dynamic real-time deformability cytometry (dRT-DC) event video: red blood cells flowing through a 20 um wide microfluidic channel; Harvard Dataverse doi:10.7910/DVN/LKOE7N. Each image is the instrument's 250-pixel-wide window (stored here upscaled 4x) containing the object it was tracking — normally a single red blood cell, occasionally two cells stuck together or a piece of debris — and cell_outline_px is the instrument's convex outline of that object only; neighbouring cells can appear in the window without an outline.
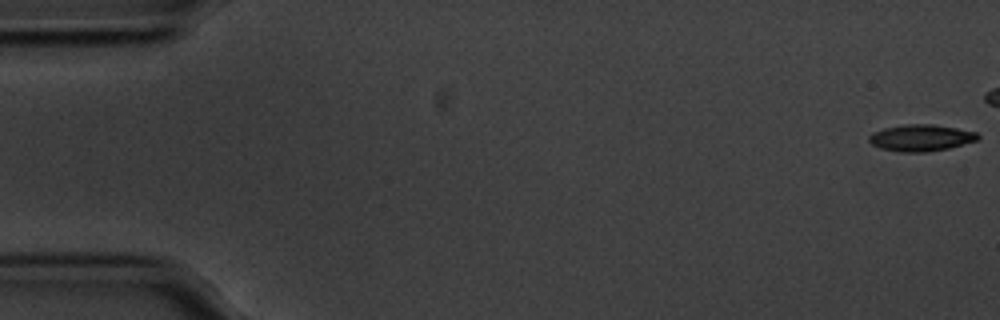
{"species": "common noctule bat (a hibernating species)", "species_latin": "Nyctalus noctula", "temperature_condition": "cold", "stored_images_in_passage": 46, "camera_frame_rate_fps": 3000, "um_per_image_px": 0.085, "animal": {"sex": "male", "body_mass_g": 20.1, "forearm_length_mm": 53.5}, "frame": {"image": 1, "passage_image": 1, "time_ms": 0.0, "image_size_px": [1000, 320], "cell_outline_px": [[980, 136], [976, 140], [948, 148], [916, 152], [908, 152], [884, 148], [872, 144], [868, 140], [876, 132], [888, 128], [912, 124], [928, 124], [956, 128], [976, 132]], "centroid_in_image_um": [78.35, 11.71], "position_along_channel_um": 6.7, "area_um2": 15.9}}
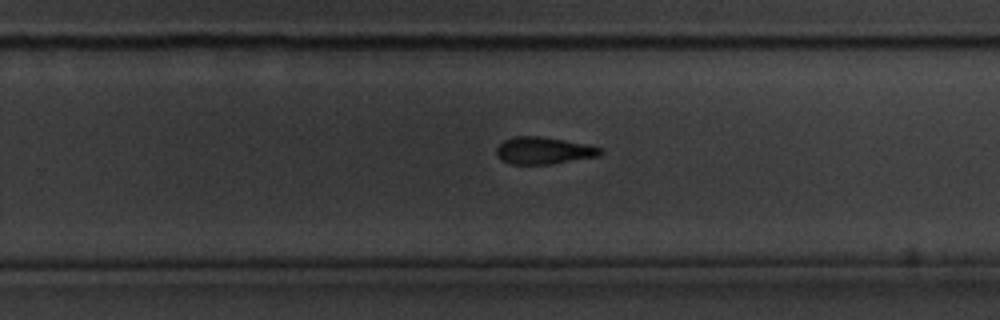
{"frame": {"image": 2, "passage_image": 36, "time_ms": 11.667, "image_size_px": [1000, 320], "cell_outline_px": [[600, 152], [596, 156], [548, 164], [512, 164], [504, 160], [496, 152], [496, 148], [504, 140], [516, 136], [536, 136], [564, 140], [600, 148]], "centroid_in_image_um": [46.14, 12.79], "position_along_channel_um": 283.7, "area_um2": 15.66}}
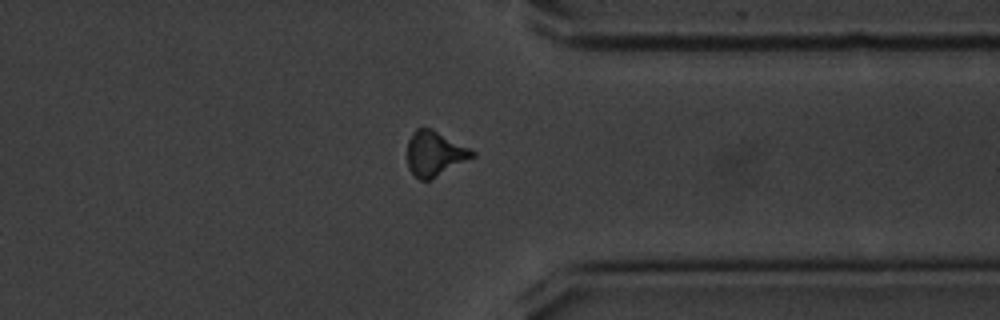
{"frame": {"image": 3, "passage_image": 44, "time_ms": 14.333, "image_size_px": [1000, 320], "cell_outline_px": [[476, 156], [428, 180], [420, 180], [408, 168], [408, 140], [416, 128], [432, 128], [476, 152]], "centroid_in_image_um": [36.95, 13.04], "position_along_channel_um": 374.5, "area_um2": 16.7}}